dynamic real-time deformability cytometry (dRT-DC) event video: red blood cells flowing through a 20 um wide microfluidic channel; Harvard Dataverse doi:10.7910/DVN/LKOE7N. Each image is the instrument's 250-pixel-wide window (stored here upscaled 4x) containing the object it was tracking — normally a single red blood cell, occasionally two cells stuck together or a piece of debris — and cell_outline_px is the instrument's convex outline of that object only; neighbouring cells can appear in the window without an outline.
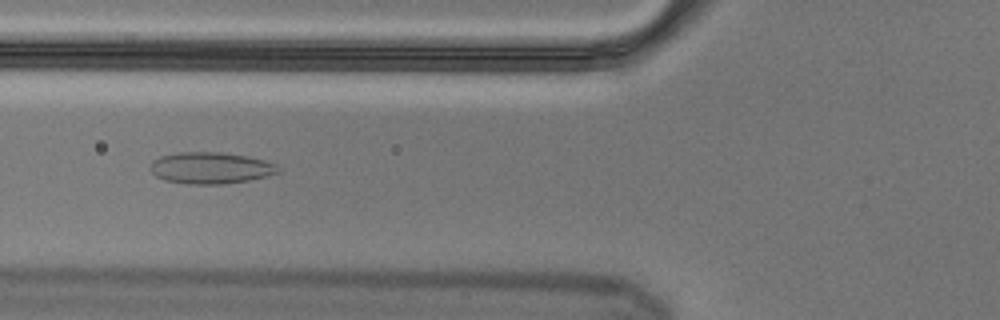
{"species": "Egyptian fruit bat (a non-hibernating species)", "species_latin": "Rousettus aegyptiacus", "temperature_condition": "cold", "stored_images_in_passage": 8, "camera_frame_rate_fps": 3000, "um_per_image_px": 0.085, "animal": {"sex": "male"}, "frame": {"image": 1, "passage_image": 6, "time_ms": 1.667, "image_size_px": [1000, 320], "cell_outline_px": [[280, 172], [248, 180], [224, 184], [188, 184], [164, 180], [156, 176], [148, 168], [152, 160], [160, 156], [180, 152], [224, 152], [248, 156], [264, 160], [276, 164], [280, 168]], "centroid_in_image_um": [17.88, 14.27], "position_along_channel_um": 107.9, "area_um2": 23.64}}